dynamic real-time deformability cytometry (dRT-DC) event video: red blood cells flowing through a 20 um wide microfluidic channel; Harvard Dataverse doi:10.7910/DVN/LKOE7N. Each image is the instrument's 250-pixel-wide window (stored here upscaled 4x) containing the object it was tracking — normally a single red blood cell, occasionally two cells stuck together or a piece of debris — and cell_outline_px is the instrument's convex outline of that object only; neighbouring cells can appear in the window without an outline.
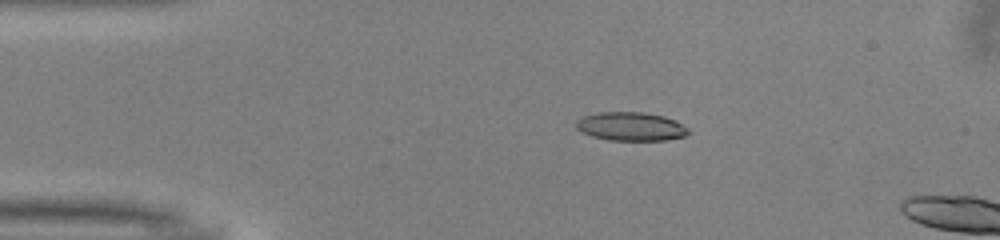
{"species": "common noctule bat (a hibernating species)", "species_latin": "Nyctalus noctula", "temperature_condition": "warm", "stored_images_in_passage": 5, "camera_frame_rate_fps": 3000, "um_per_image_px": 0.085, "animal": {"sex": "male", "body_mass_g": 13.0, "forearm_length_mm": 53.1}, "frame": {"image": 1, "passage_image": 2, "time_ms": 0.333, "image_size_px": [1000, 240], "cell_outline_px": [[688, 132], [684, 136], [664, 140], [608, 140], [592, 136], [576, 128], [576, 120], [584, 116], [600, 112], [644, 112], [664, 116], [676, 120], [688, 128]], "centroid_in_image_um": [53.62, 10.74], "position_along_channel_um": 31.4, "area_um2": 18.61}}